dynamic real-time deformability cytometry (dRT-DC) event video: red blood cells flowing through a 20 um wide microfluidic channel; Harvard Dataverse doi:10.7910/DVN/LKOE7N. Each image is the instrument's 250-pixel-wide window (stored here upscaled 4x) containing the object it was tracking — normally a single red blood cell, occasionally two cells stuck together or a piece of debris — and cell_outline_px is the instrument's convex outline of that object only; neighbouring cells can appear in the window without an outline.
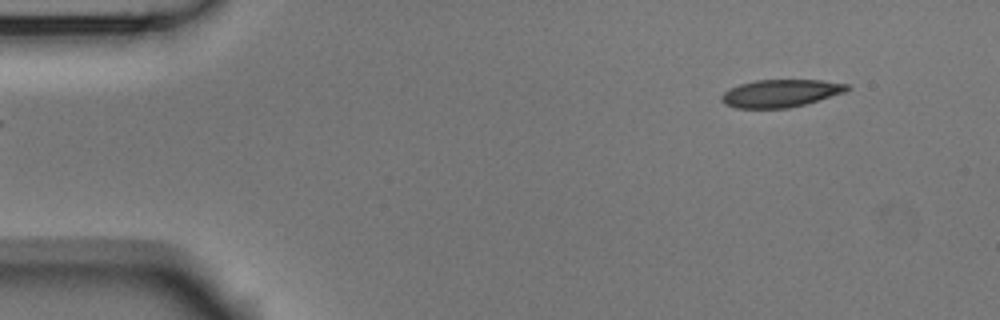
{"species": "Egyptian fruit bat (a non-hibernating species)", "species_latin": "Rousettus aegyptiacus", "temperature_condition": "room temperature", "stored_images_in_passage": 2, "camera_frame_rate_fps": 3000, "um_per_image_px": 0.085, "animal": {"sex": "male"}, "frame": {"image": 1, "passage_image": 2, "time_ms": 0.333, "image_size_px": [1000, 320], "cell_outline_px": [[852, 88], [848, 92], [804, 104], [788, 108], [736, 108], [724, 104], [720, 100], [720, 96], [724, 92], [740, 84], [756, 80], [820, 80], [848, 84]], "centroid_in_image_um": [66.38, 7.93], "position_along_channel_um": 18.6, "area_um2": 20.29}}